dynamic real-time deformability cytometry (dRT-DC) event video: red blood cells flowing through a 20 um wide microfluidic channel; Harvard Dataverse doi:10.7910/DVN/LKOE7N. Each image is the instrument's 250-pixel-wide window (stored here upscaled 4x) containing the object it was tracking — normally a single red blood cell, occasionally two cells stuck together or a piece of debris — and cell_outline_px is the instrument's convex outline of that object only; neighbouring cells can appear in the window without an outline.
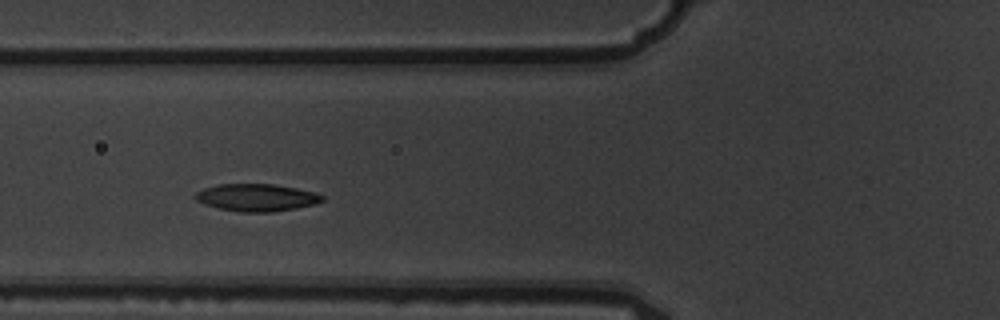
{"species": "common noctule bat (a hibernating species)", "species_latin": "Nyctalus noctula", "temperature_condition": "warm", "stored_images_in_passage": 5, "camera_frame_rate_fps": 3000, "um_per_image_px": 0.085, "animal": {"sex": "male", "body_mass_g": 19.5, "forearm_length_mm": 54.6}, "frame": {"image": 1, "passage_image": 4, "time_ms": 1.0, "image_size_px": [1000, 320], "cell_outline_px": [[324, 200], [316, 204], [296, 208], [272, 212], [240, 212], [216, 208], [204, 204], [196, 200], [192, 196], [196, 192], [204, 188], [220, 184], [272, 184], [296, 188], [316, 192], [324, 196]], "centroid_in_image_um": [21.8, 16.79], "position_along_channel_um": 104.0, "area_um2": 20.4}}
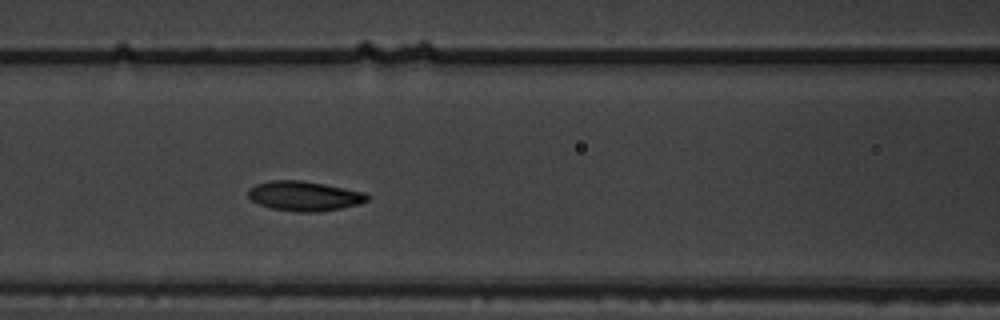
{"frame": {"image": 2, "passage_image": 5, "time_ms": 1.333, "image_size_px": [1000, 320], "cell_outline_px": [[368, 200], [360, 204], [340, 208], [316, 212], [296, 212], [272, 208], [260, 204], [252, 200], [248, 196], [248, 188], [256, 184], [272, 180], [304, 180], [368, 192]], "centroid_in_image_um": [25.9, 16.65], "position_along_channel_um": 140.7, "area_um2": 20.75}}